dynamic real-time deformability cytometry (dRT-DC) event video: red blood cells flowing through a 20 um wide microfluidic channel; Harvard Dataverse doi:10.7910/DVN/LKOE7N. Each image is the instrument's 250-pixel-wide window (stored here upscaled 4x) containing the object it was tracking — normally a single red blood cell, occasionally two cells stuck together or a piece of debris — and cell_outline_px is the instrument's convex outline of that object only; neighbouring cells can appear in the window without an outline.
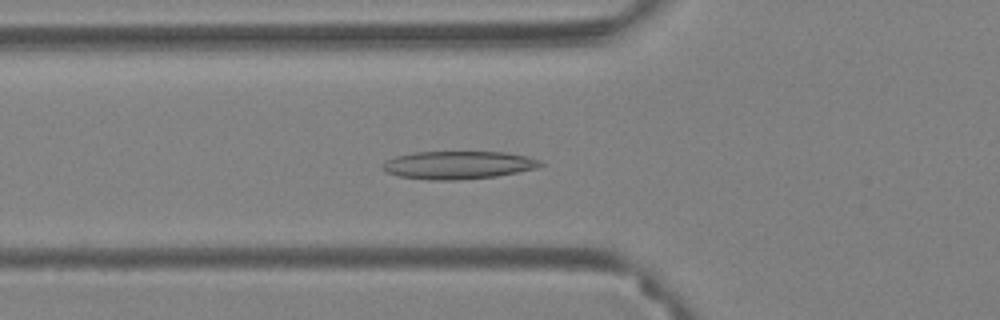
{"species": "Egyptian fruit bat (a non-hibernating species)", "species_latin": "Rousettus aegyptiacus", "temperature_condition": "warm", "stored_images_in_passage": 54, "camera_frame_rate_fps": 3000, "um_per_image_px": 0.085, "animal": {"sex": "female"}, "frame": {"image": 1, "passage_image": 21, "time_ms": 6.667, "image_size_px": [1000, 320], "cell_outline_px": [[544, 164], [536, 168], [496, 176], [456, 180], [428, 180], [400, 176], [388, 172], [380, 168], [380, 164], [384, 160], [396, 156], [412, 152], [504, 152], [524, 156], [540, 160]], "centroid_in_image_um": [38.88, 14.02], "position_along_channel_um": 86.9, "area_um2": 25.66}}
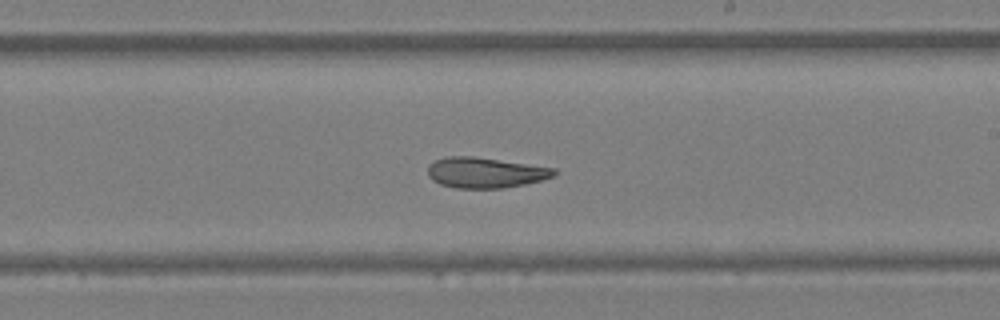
{"frame": {"image": 2, "passage_image": 35, "time_ms": 11.333, "image_size_px": [1000, 320], "cell_outline_px": [[556, 172], [552, 176], [540, 180], [524, 184], [500, 188], [456, 188], [440, 184], [432, 180], [428, 176], [428, 164], [444, 156], [472, 156], [556, 168]], "centroid_in_image_um": [41.19, 14.66], "position_along_channel_um": 247.8, "area_um2": 22.31}}
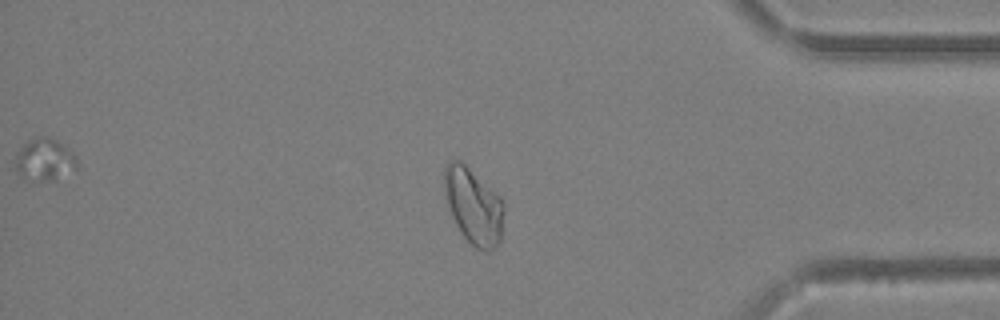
{"frame": {"image": 3, "passage_image": 50, "time_ms": 16.333, "image_size_px": [1000, 320], "cell_outline_px": [[504, 212], [500, 240], [496, 248], [488, 252], [484, 252], [476, 248], [464, 236], [456, 224], [452, 216], [444, 192], [444, 168], [448, 160], [460, 160], [500, 196], [504, 200]], "centroid_in_image_um": [40.26, 17.51], "position_along_channel_um": 394.9, "area_um2": 26.41}, "authors_computed_cell_mechanics": {"area_um2": 25.721, "velocity_mm_per_s": 3.4405, "shape_relaxation_time_tau1_ms": null, "shape_relaxation_time_tau2_ms": 6.9461, "deformation_change_tau1": null, "deformation_change_tau2": 0.1295}}